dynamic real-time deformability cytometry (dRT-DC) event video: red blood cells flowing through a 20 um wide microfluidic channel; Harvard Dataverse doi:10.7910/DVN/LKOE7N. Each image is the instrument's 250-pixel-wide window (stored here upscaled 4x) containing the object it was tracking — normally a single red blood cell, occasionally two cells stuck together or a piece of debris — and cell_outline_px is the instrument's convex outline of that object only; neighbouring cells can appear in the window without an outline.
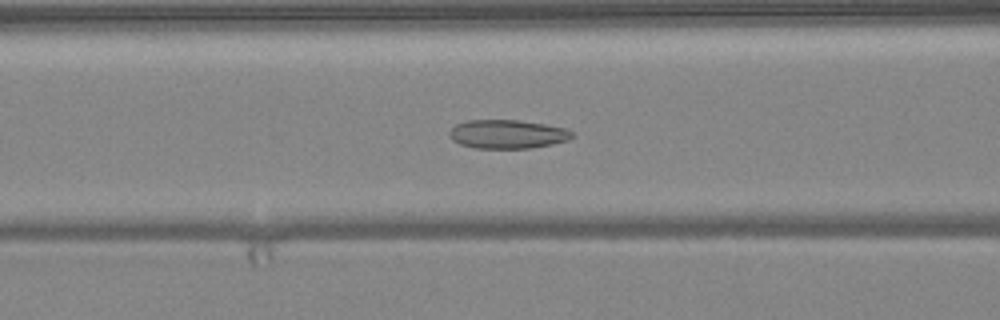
{"species": "common noctule bat (a hibernating species)", "species_latin": "Nyctalus noctula", "temperature_condition": "warm", "stored_images_in_passage": 50, "camera_frame_rate_fps": 3000, "um_per_image_px": 0.085, "animal": {"sex": "female", "body_mass_g": 24.6, "forearm_length_mm": 56.2}, "frame": {"image": 1, "passage_image": 20, "time_ms": 6.333, "image_size_px": [1000, 320], "cell_outline_px": [[576, 136], [568, 140], [552, 144], [532, 148], [476, 148], [460, 144], [452, 140], [448, 136], [448, 132], [456, 124], [468, 120], [520, 120], [544, 124], [564, 128], [576, 132]], "centroid_in_image_um": [43.15, 11.4], "position_along_channel_um": 123.4, "area_um2": 20.75}}
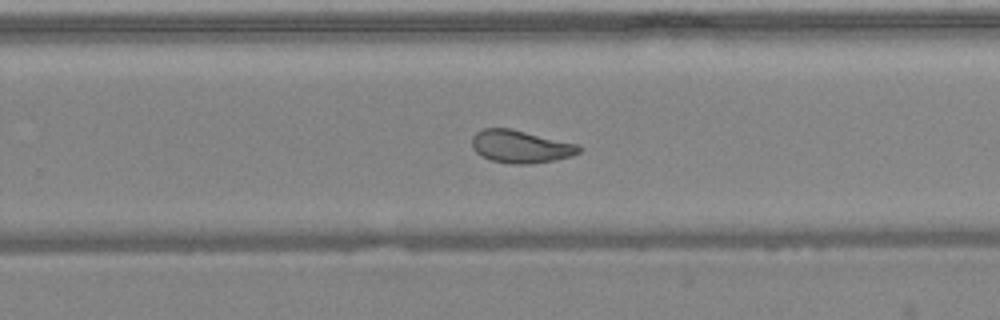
{"frame": {"image": 2, "passage_image": 32, "time_ms": 10.333, "image_size_px": [1000, 320], "cell_outline_px": [[580, 152], [572, 156], [532, 164], [508, 164], [492, 160], [480, 156], [472, 148], [472, 136], [476, 132], [484, 128], [508, 128], [576, 144], [580, 148]], "centroid_in_image_um": [44.19, 12.47], "position_along_channel_um": 285.6, "area_um2": 20.17}}
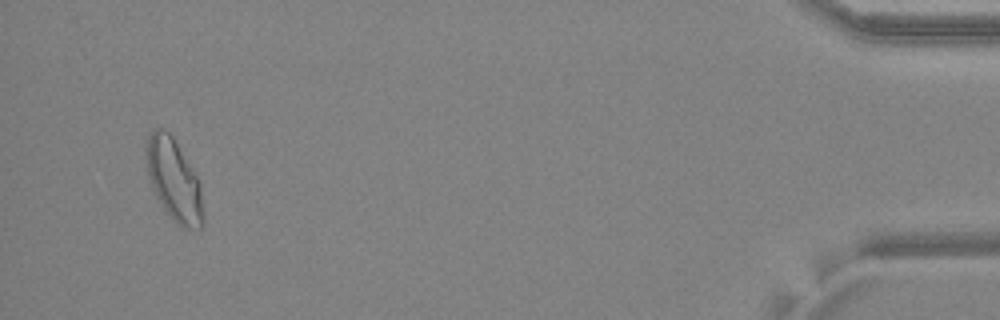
{"frame": {"image": 3, "passage_image": 48, "time_ms": 15.667, "image_size_px": [1000, 320], "cell_outline_px": [[204, 228], [200, 232], [184, 228], [176, 224], [164, 208], [156, 196], [148, 176], [148, 136], [156, 128], [160, 128], [168, 132], [172, 136], [200, 180], [204, 220]], "centroid_in_image_um": [14.86, 15.41], "position_along_channel_um": 420.3, "area_um2": 26.99}, "authors_computed_cell_mechanics": {"area_um2": 22.6576, "velocity_mm_per_s": 4.0595, "shape_relaxation_time_tau1_ms": null, "shape_relaxation_time_tau2_ms": 1.7081, "deformation_change_tau1": null, "deformation_change_tau2": 0.0771}}